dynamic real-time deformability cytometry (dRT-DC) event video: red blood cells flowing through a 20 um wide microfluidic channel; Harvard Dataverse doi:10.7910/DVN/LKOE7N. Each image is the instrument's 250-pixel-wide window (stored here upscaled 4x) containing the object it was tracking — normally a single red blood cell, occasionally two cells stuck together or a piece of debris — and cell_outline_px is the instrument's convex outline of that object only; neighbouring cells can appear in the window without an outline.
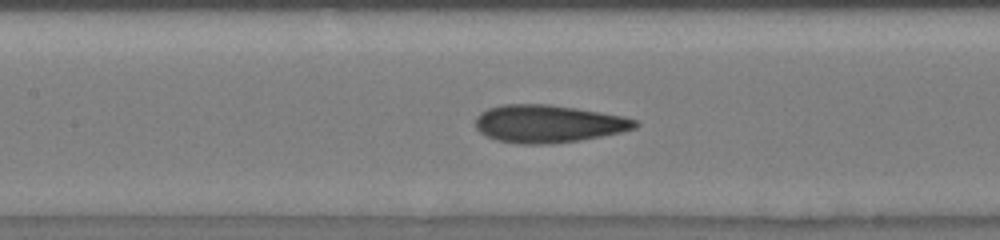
{"species": "human", "species_latin": "Homo sapiens", "temperature_condition": "room temperature", "stored_images_in_passage": 70, "camera_frame_rate_fps": 3000, "um_per_image_px": 0.085, "donor": {"sex": "male"}, "frame": {"image": 1, "passage_image": 34, "time_ms": 8.667, "image_size_px": [1000, 240], "cell_outline_px": [[640, 124], [636, 128], [620, 132], [580, 140], [548, 144], [520, 144], [496, 140], [480, 132], [476, 128], [476, 116], [480, 112], [488, 108], [500, 104], [552, 104], [624, 116], [636, 120]], "centroid_in_image_um": [46.59, 10.51], "position_along_channel_um": 160.8, "area_um2": 35.14}}
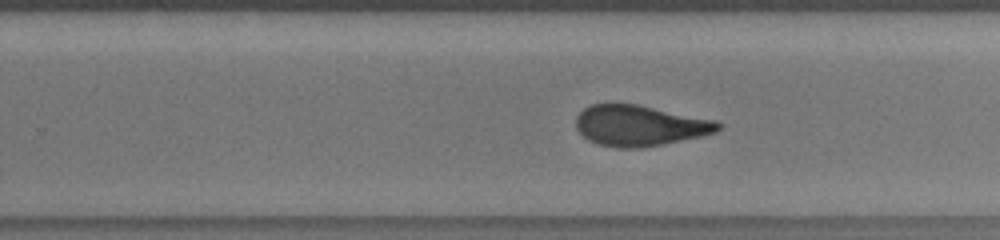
{"frame": {"image": 2, "passage_image": 49, "time_ms": 11.667, "image_size_px": [1000, 240], "cell_outline_px": [[724, 124], [716, 132], [704, 136], [664, 144], [640, 148], [616, 148], [596, 144], [588, 140], [576, 128], [576, 116], [584, 108], [592, 104], [636, 104], [716, 120]], "centroid_in_image_um": [54.4, 10.69], "position_along_channel_um": 275.4, "area_um2": 33.93}}
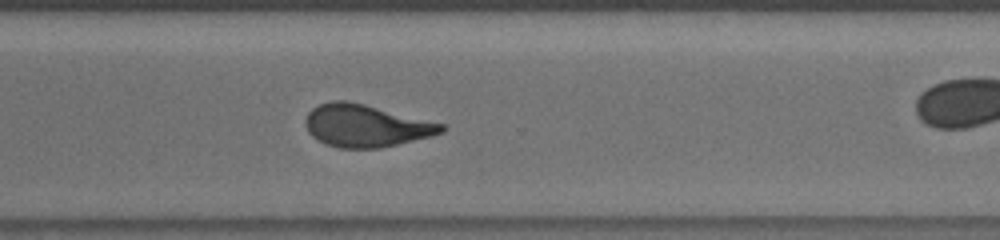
{"frame": {"image": 3, "passage_image": 53, "time_ms": 13.333, "image_size_px": [1000, 240], "cell_outline_px": [[448, 128], [444, 132], [432, 136], [380, 148], [340, 148], [324, 144], [316, 140], [308, 132], [304, 124], [304, 120], [308, 112], [312, 108], [320, 104], [332, 100], [348, 100], [444, 124]], "centroid_in_image_um": [31.07, 10.69], "position_along_channel_um": 339.5, "area_um2": 33.76}, "authors_computed_cell_mechanics": {"area_um2": 33.6974, "velocity_mm_per_s": 3.8388, "shape_relaxation_time_tau1_ms": null, "shape_relaxation_time_tau2_ms": 1.1109, "deformation_change_tau1": null, "deformation_change_tau2": 0.0786}}